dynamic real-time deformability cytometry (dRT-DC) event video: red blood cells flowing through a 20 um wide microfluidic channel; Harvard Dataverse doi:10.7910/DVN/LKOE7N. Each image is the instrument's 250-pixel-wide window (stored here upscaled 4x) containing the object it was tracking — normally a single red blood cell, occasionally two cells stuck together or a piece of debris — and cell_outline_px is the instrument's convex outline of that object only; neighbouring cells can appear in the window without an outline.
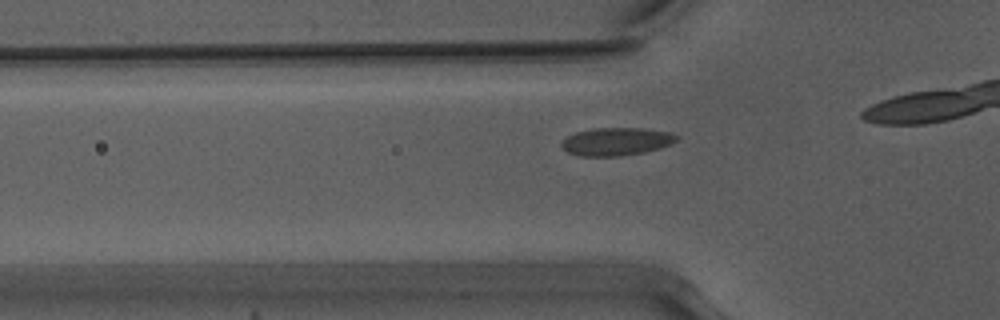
{"species": "Egyptian fruit bat (a non-hibernating species)", "species_latin": "Rousettus aegyptiacus", "temperature_condition": "warm", "stored_images_in_passage": 15, "camera_frame_rate_fps": 3000, "um_per_image_px": 0.085, "animal": {"sex": "male"}, "frame": {"image": 1, "passage_image": 10, "time_ms": 3.0, "image_size_px": [1000, 320], "cell_outline_px": [[680, 136], [672, 144], [660, 148], [644, 152], [620, 156], [580, 156], [568, 152], [560, 144], [568, 136], [576, 132], [596, 128], [640, 128], [668, 132]], "centroid_in_image_um": [52.41, 12.03], "position_along_channel_um": 73.4, "area_um2": 18.55}}
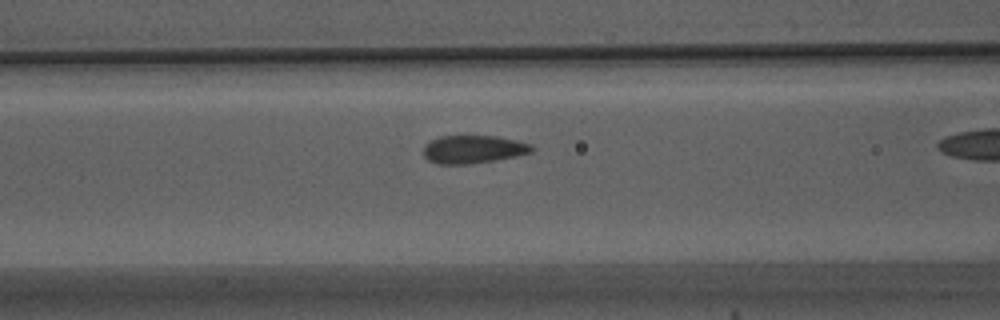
{"frame": {"image": 2, "passage_image": 14, "time_ms": 4.333, "image_size_px": [1000, 320], "cell_outline_px": [[536, 148], [532, 152], [516, 156], [472, 164], [436, 164], [428, 160], [424, 156], [424, 144], [440, 136], [496, 136], [516, 140], [532, 144]], "centroid_in_image_um": [40.24, 12.69], "position_along_channel_um": 126.4, "area_um2": 17.8}}